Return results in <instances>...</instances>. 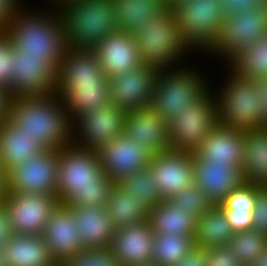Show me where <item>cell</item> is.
Instances as JSON below:
<instances>
[{
  "label": "cell",
  "instance_id": "6da1fadb",
  "mask_svg": "<svg viewBox=\"0 0 267 266\" xmlns=\"http://www.w3.org/2000/svg\"><path fill=\"white\" fill-rule=\"evenodd\" d=\"M9 120L45 150H60L72 145L76 137L74 124L56 92L43 96L13 97Z\"/></svg>",
  "mask_w": 267,
  "mask_h": 266
},
{
  "label": "cell",
  "instance_id": "7a4b0ae2",
  "mask_svg": "<svg viewBox=\"0 0 267 266\" xmlns=\"http://www.w3.org/2000/svg\"><path fill=\"white\" fill-rule=\"evenodd\" d=\"M59 4L67 48L93 51L118 31L114 0H62Z\"/></svg>",
  "mask_w": 267,
  "mask_h": 266
},
{
  "label": "cell",
  "instance_id": "3957f363",
  "mask_svg": "<svg viewBox=\"0 0 267 266\" xmlns=\"http://www.w3.org/2000/svg\"><path fill=\"white\" fill-rule=\"evenodd\" d=\"M19 9L5 28L14 48L22 56L46 58L57 70L67 50L65 31L59 11L23 14ZM42 14V16H41Z\"/></svg>",
  "mask_w": 267,
  "mask_h": 266
},
{
  "label": "cell",
  "instance_id": "277c9868",
  "mask_svg": "<svg viewBox=\"0 0 267 266\" xmlns=\"http://www.w3.org/2000/svg\"><path fill=\"white\" fill-rule=\"evenodd\" d=\"M230 76L220 98L216 97L220 125L239 131L267 127L260 81L239 78L233 72Z\"/></svg>",
  "mask_w": 267,
  "mask_h": 266
},
{
  "label": "cell",
  "instance_id": "5b68a950",
  "mask_svg": "<svg viewBox=\"0 0 267 266\" xmlns=\"http://www.w3.org/2000/svg\"><path fill=\"white\" fill-rule=\"evenodd\" d=\"M134 37L142 64L159 70L168 69L187 48L189 51L175 13L169 6L159 15L152 16L150 23L147 22Z\"/></svg>",
  "mask_w": 267,
  "mask_h": 266
},
{
  "label": "cell",
  "instance_id": "8992f818",
  "mask_svg": "<svg viewBox=\"0 0 267 266\" xmlns=\"http://www.w3.org/2000/svg\"><path fill=\"white\" fill-rule=\"evenodd\" d=\"M190 69L158 71L150 108L167 123L209 91L197 71Z\"/></svg>",
  "mask_w": 267,
  "mask_h": 266
},
{
  "label": "cell",
  "instance_id": "52a82bcc",
  "mask_svg": "<svg viewBox=\"0 0 267 266\" xmlns=\"http://www.w3.org/2000/svg\"><path fill=\"white\" fill-rule=\"evenodd\" d=\"M171 8L189 48L210 51L220 35L222 22L227 16L221 1L180 0Z\"/></svg>",
  "mask_w": 267,
  "mask_h": 266
},
{
  "label": "cell",
  "instance_id": "ba28073f",
  "mask_svg": "<svg viewBox=\"0 0 267 266\" xmlns=\"http://www.w3.org/2000/svg\"><path fill=\"white\" fill-rule=\"evenodd\" d=\"M210 94L206 92L190 108L184 109L167 123L170 150L194 153L220 125L218 103Z\"/></svg>",
  "mask_w": 267,
  "mask_h": 266
},
{
  "label": "cell",
  "instance_id": "9c48e42d",
  "mask_svg": "<svg viewBox=\"0 0 267 266\" xmlns=\"http://www.w3.org/2000/svg\"><path fill=\"white\" fill-rule=\"evenodd\" d=\"M57 197L65 204L80 190L100 189L106 176L96 150L68 145L58 150Z\"/></svg>",
  "mask_w": 267,
  "mask_h": 266
},
{
  "label": "cell",
  "instance_id": "30bf717a",
  "mask_svg": "<svg viewBox=\"0 0 267 266\" xmlns=\"http://www.w3.org/2000/svg\"><path fill=\"white\" fill-rule=\"evenodd\" d=\"M267 35V6L261 4L227 15L210 51L231 62L244 49Z\"/></svg>",
  "mask_w": 267,
  "mask_h": 266
},
{
  "label": "cell",
  "instance_id": "8fae6325",
  "mask_svg": "<svg viewBox=\"0 0 267 266\" xmlns=\"http://www.w3.org/2000/svg\"><path fill=\"white\" fill-rule=\"evenodd\" d=\"M57 173L58 150H44L6 174L7 192L57 197Z\"/></svg>",
  "mask_w": 267,
  "mask_h": 266
},
{
  "label": "cell",
  "instance_id": "7c38bea8",
  "mask_svg": "<svg viewBox=\"0 0 267 266\" xmlns=\"http://www.w3.org/2000/svg\"><path fill=\"white\" fill-rule=\"evenodd\" d=\"M14 234L42 235L58 197L35 193H6L3 200Z\"/></svg>",
  "mask_w": 267,
  "mask_h": 266
},
{
  "label": "cell",
  "instance_id": "4fadbf2b",
  "mask_svg": "<svg viewBox=\"0 0 267 266\" xmlns=\"http://www.w3.org/2000/svg\"><path fill=\"white\" fill-rule=\"evenodd\" d=\"M126 112L109 103L104 107L90 109L74 120L73 133L79 134L80 142L75 140L73 145L86 150H98L103 145L125 133ZM77 123V124H76ZM79 126V127H78ZM78 127V128H77ZM76 128V129H75Z\"/></svg>",
  "mask_w": 267,
  "mask_h": 266
},
{
  "label": "cell",
  "instance_id": "5bb4252c",
  "mask_svg": "<svg viewBox=\"0 0 267 266\" xmlns=\"http://www.w3.org/2000/svg\"><path fill=\"white\" fill-rule=\"evenodd\" d=\"M87 86H109L94 51L67 48L56 76V93L63 100L73 89Z\"/></svg>",
  "mask_w": 267,
  "mask_h": 266
},
{
  "label": "cell",
  "instance_id": "9a60e30c",
  "mask_svg": "<svg viewBox=\"0 0 267 266\" xmlns=\"http://www.w3.org/2000/svg\"><path fill=\"white\" fill-rule=\"evenodd\" d=\"M158 71L142 64L109 78L111 103L126 113L150 107Z\"/></svg>",
  "mask_w": 267,
  "mask_h": 266
},
{
  "label": "cell",
  "instance_id": "2e32d148",
  "mask_svg": "<svg viewBox=\"0 0 267 266\" xmlns=\"http://www.w3.org/2000/svg\"><path fill=\"white\" fill-rule=\"evenodd\" d=\"M57 71L46 58L22 56L14 48L11 95L29 97L55 93Z\"/></svg>",
  "mask_w": 267,
  "mask_h": 266
},
{
  "label": "cell",
  "instance_id": "e0dca14e",
  "mask_svg": "<svg viewBox=\"0 0 267 266\" xmlns=\"http://www.w3.org/2000/svg\"><path fill=\"white\" fill-rule=\"evenodd\" d=\"M193 153L167 150L152 156L148 166L163 200L194 184Z\"/></svg>",
  "mask_w": 267,
  "mask_h": 266
},
{
  "label": "cell",
  "instance_id": "ac0fdd59",
  "mask_svg": "<svg viewBox=\"0 0 267 266\" xmlns=\"http://www.w3.org/2000/svg\"><path fill=\"white\" fill-rule=\"evenodd\" d=\"M97 153L103 173L116 183L132 173L147 169L153 156L125 133L103 145Z\"/></svg>",
  "mask_w": 267,
  "mask_h": 266
},
{
  "label": "cell",
  "instance_id": "d6986e66",
  "mask_svg": "<svg viewBox=\"0 0 267 266\" xmlns=\"http://www.w3.org/2000/svg\"><path fill=\"white\" fill-rule=\"evenodd\" d=\"M42 237L58 266L84 249L76 221L64 204H59L52 212Z\"/></svg>",
  "mask_w": 267,
  "mask_h": 266
},
{
  "label": "cell",
  "instance_id": "ffe728a7",
  "mask_svg": "<svg viewBox=\"0 0 267 266\" xmlns=\"http://www.w3.org/2000/svg\"><path fill=\"white\" fill-rule=\"evenodd\" d=\"M154 231L149 221L114 230L109 247L121 266H140L153 262Z\"/></svg>",
  "mask_w": 267,
  "mask_h": 266
},
{
  "label": "cell",
  "instance_id": "44dd1931",
  "mask_svg": "<svg viewBox=\"0 0 267 266\" xmlns=\"http://www.w3.org/2000/svg\"><path fill=\"white\" fill-rule=\"evenodd\" d=\"M93 51L108 78L142 65L134 34L118 30L106 37Z\"/></svg>",
  "mask_w": 267,
  "mask_h": 266
},
{
  "label": "cell",
  "instance_id": "7402d4cb",
  "mask_svg": "<svg viewBox=\"0 0 267 266\" xmlns=\"http://www.w3.org/2000/svg\"><path fill=\"white\" fill-rule=\"evenodd\" d=\"M193 157L194 185L212 204H220L243 182L240 167H229L209 160H200L194 153Z\"/></svg>",
  "mask_w": 267,
  "mask_h": 266
},
{
  "label": "cell",
  "instance_id": "603a6c76",
  "mask_svg": "<svg viewBox=\"0 0 267 266\" xmlns=\"http://www.w3.org/2000/svg\"><path fill=\"white\" fill-rule=\"evenodd\" d=\"M125 134L153 155L169 150L167 122L150 107L126 113Z\"/></svg>",
  "mask_w": 267,
  "mask_h": 266
},
{
  "label": "cell",
  "instance_id": "cb8c5ba5",
  "mask_svg": "<svg viewBox=\"0 0 267 266\" xmlns=\"http://www.w3.org/2000/svg\"><path fill=\"white\" fill-rule=\"evenodd\" d=\"M244 147L243 131L219 125L201 142L194 154L200 160L242 168Z\"/></svg>",
  "mask_w": 267,
  "mask_h": 266
},
{
  "label": "cell",
  "instance_id": "d4e9b609",
  "mask_svg": "<svg viewBox=\"0 0 267 266\" xmlns=\"http://www.w3.org/2000/svg\"><path fill=\"white\" fill-rule=\"evenodd\" d=\"M72 213L84 249H108L114 236V226L105 208L69 206L64 204Z\"/></svg>",
  "mask_w": 267,
  "mask_h": 266
},
{
  "label": "cell",
  "instance_id": "484cf974",
  "mask_svg": "<svg viewBox=\"0 0 267 266\" xmlns=\"http://www.w3.org/2000/svg\"><path fill=\"white\" fill-rule=\"evenodd\" d=\"M44 150L40 143L22 133L9 119L0 126V167L5 174Z\"/></svg>",
  "mask_w": 267,
  "mask_h": 266
},
{
  "label": "cell",
  "instance_id": "4316f807",
  "mask_svg": "<svg viewBox=\"0 0 267 266\" xmlns=\"http://www.w3.org/2000/svg\"><path fill=\"white\" fill-rule=\"evenodd\" d=\"M2 247L8 266H58L42 235L13 234Z\"/></svg>",
  "mask_w": 267,
  "mask_h": 266
},
{
  "label": "cell",
  "instance_id": "83f0119b",
  "mask_svg": "<svg viewBox=\"0 0 267 266\" xmlns=\"http://www.w3.org/2000/svg\"><path fill=\"white\" fill-rule=\"evenodd\" d=\"M243 134V181L260 186L267 185V127L243 131Z\"/></svg>",
  "mask_w": 267,
  "mask_h": 266
},
{
  "label": "cell",
  "instance_id": "f1b7e54d",
  "mask_svg": "<svg viewBox=\"0 0 267 266\" xmlns=\"http://www.w3.org/2000/svg\"><path fill=\"white\" fill-rule=\"evenodd\" d=\"M116 24L119 31L135 34L159 15L167 4L164 0H114Z\"/></svg>",
  "mask_w": 267,
  "mask_h": 266
},
{
  "label": "cell",
  "instance_id": "f546056e",
  "mask_svg": "<svg viewBox=\"0 0 267 266\" xmlns=\"http://www.w3.org/2000/svg\"><path fill=\"white\" fill-rule=\"evenodd\" d=\"M234 232L223 209L213 204L208 211L196 219L195 246L208 249L227 245Z\"/></svg>",
  "mask_w": 267,
  "mask_h": 266
},
{
  "label": "cell",
  "instance_id": "4dcf8cb0",
  "mask_svg": "<svg viewBox=\"0 0 267 266\" xmlns=\"http://www.w3.org/2000/svg\"><path fill=\"white\" fill-rule=\"evenodd\" d=\"M149 224L155 234H176L194 238L196 220L183 210L163 200L149 211Z\"/></svg>",
  "mask_w": 267,
  "mask_h": 266
},
{
  "label": "cell",
  "instance_id": "1f68e13d",
  "mask_svg": "<svg viewBox=\"0 0 267 266\" xmlns=\"http://www.w3.org/2000/svg\"><path fill=\"white\" fill-rule=\"evenodd\" d=\"M115 229L148 220L150 209L141 200L131 197L117 183L105 205Z\"/></svg>",
  "mask_w": 267,
  "mask_h": 266
},
{
  "label": "cell",
  "instance_id": "d6a6232c",
  "mask_svg": "<svg viewBox=\"0 0 267 266\" xmlns=\"http://www.w3.org/2000/svg\"><path fill=\"white\" fill-rule=\"evenodd\" d=\"M229 63L239 78L253 81L267 78V35L248 46Z\"/></svg>",
  "mask_w": 267,
  "mask_h": 266
},
{
  "label": "cell",
  "instance_id": "836d02e7",
  "mask_svg": "<svg viewBox=\"0 0 267 266\" xmlns=\"http://www.w3.org/2000/svg\"><path fill=\"white\" fill-rule=\"evenodd\" d=\"M71 121L90 109L104 107L111 103L109 86H87L73 89L63 100Z\"/></svg>",
  "mask_w": 267,
  "mask_h": 266
},
{
  "label": "cell",
  "instance_id": "e575fe53",
  "mask_svg": "<svg viewBox=\"0 0 267 266\" xmlns=\"http://www.w3.org/2000/svg\"><path fill=\"white\" fill-rule=\"evenodd\" d=\"M194 245L192 236L154 234L153 262L160 266H174Z\"/></svg>",
  "mask_w": 267,
  "mask_h": 266
},
{
  "label": "cell",
  "instance_id": "d590c367",
  "mask_svg": "<svg viewBox=\"0 0 267 266\" xmlns=\"http://www.w3.org/2000/svg\"><path fill=\"white\" fill-rule=\"evenodd\" d=\"M117 184L131 197L143 201L149 209L163 201L148 168L130 174Z\"/></svg>",
  "mask_w": 267,
  "mask_h": 266
},
{
  "label": "cell",
  "instance_id": "8d00e7d4",
  "mask_svg": "<svg viewBox=\"0 0 267 266\" xmlns=\"http://www.w3.org/2000/svg\"><path fill=\"white\" fill-rule=\"evenodd\" d=\"M228 246L242 266H250L267 248V236L254 229L235 232Z\"/></svg>",
  "mask_w": 267,
  "mask_h": 266
},
{
  "label": "cell",
  "instance_id": "74e56055",
  "mask_svg": "<svg viewBox=\"0 0 267 266\" xmlns=\"http://www.w3.org/2000/svg\"><path fill=\"white\" fill-rule=\"evenodd\" d=\"M169 201L174 204L178 210L185 211L195 220L204 215L213 205L206 195L194 184L179 194L173 195Z\"/></svg>",
  "mask_w": 267,
  "mask_h": 266
},
{
  "label": "cell",
  "instance_id": "f35d334b",
  "mask_svg": "<svg viewBox=\"0 0 267 266\" xmlns=\"http://www.w3.org/2000/svg\"><path fill=\"white\" fill-rule=\"evenodd\" d=\"M116 182L105 176L100 181V189L80 190L73 195L65 204L69 206L102 207L111 196Z\"/></svg>",
  "mask_w": 267,
  "mask_h": 266
},
{
  "label": "cell",
  "instance_id": "ab89813d",
  "mask_svg": "<svg viewBox=\"0 0 267 266\" xmlns=\"http://www.w3.org/2000/svg\"><path fill=\"white\" fill-rule=\"evenodd\" d=\"M257 197V185L243 181L218 204L223 211L253 210Z\"/></svg>",
  "mask_w": 267,
  "mask_h": 266
},
{
  "label": "cell",
  "instance_id": "60d3db41",
  "mask_svg": "<svg viewBox=\"0 0 267 266\" xmlns=\"http://www.w3.org/2000/svg\"><path fill=\"white\" fill-rule=\"evenodd\" d=\"M60 266H121L108 249H83L72 258L66 259Z\"/></svg>",
  "mask_w": 267,
  "mask_h": 266
},
{
  "label": "cell",
  "instance_id": "b9f144b4",
  "mask_svg": "<svg viewBox=\"0 0 267 266\" xmlns=\"http://www.w3.org/2000/svg\"><path fill=\"white\" fill-rule=\"evenodd\" d=\"M14 47L5 29H0V87L12 86Z\"/></svg>",
  "mask_w": 267,
  "mask_h": 266
},
{
  "label": "cell",
  "instance_id": "7bdbcfd3",
  "mask_svg": "<svg viewBox=\"0 0 267 266\" xmlns=\"http://www.w3.org/2000/svg\"><path fill=\"white\" fill-rule=\"evenodd\" d=\"M252 229L267 236V185H257Z\"/></svg>",
  "mask_w": 267,
  "mask_h": 266
},
{
  "label": "cell",
  "instance_id": "ee69618b",
  "mask_svg": "<svg viewBox=\"0 0 267 266\" xmlns=\"http://www.w3.org/2000/svg\"><path fill=\"white\" fill-rule=\"evenodd\" d=\"M207 266H242L227 245L206 249Z\"/></svg>",
  "mask_w": 267,
  "mask_h": 266
},
{
  "label": "cell",
  "instance_id": "f6af8a7d",
  "mask_svg": "<svg viewBox=\"0 0 267 266\" xmlns=\"http://www.w3.org/2000/svg\"><path fill=\"white\" fill-rule=\"evenodd\" d=\"M233 232L252 229L253 210L224 211Z\"/></svg>",
  "mask_w": 267,
  "mask_h": 266
},
{
  "label": "cell",
  "instance_id": "bcb514c9",
  "mask_svg": "<svg viewBox=\"0 0 267 266\" xmlns=\"http://www.w3.org/2000/svg\"><path fill=\"white\" fill-rule=\"evenodd\" d=\"M174 266H207L206 249L194 245Z\"/></svg>",
  "mask_w": 267,
  "mask_h": 266
},
{
  "label": "cell",
  "instance_id": "7dc6e473",
  "mask_svg": "<svg viewBox=\"0 0 267 266\" xmlns=\"http://www.w3.org/2000/svg\"><path fill=\"white\" fill-rule=\"evenodd\" d=\"M19 0H0V29H5L9 20L20 9Z\"/></svg>",
  "mask_w": 267,
  "mask_h": 266
},
{
  "label": "cell",
  "instance_id": "c3c4849f",
  "mask_svg": "<svg viewBox=\"0 0 267 266\" xmlns=\"http://www.w3.org/2000/svg\"><path fill=\"white\" fill-rule=\"evenodd\" d=\"M226 15H231L235 12H242L247 8H252L261 3L258 0H220Z\"/></svg>",
  "mask_w": 267,
  "mask_h": 266
},
{
  "label": "cell",
  "instance_id": "681fc988",
  "mask_svg": "<svg viewBox=\"0 0 267 266\" xmlns=\"http://www.w3.org/2000/svg\"><path fill=\"white\" fill-rule=\"evenodd\" d=\"M13 234L6 206L3 202H0V247L8 242Z\"/></svg>",
  "mask_w": 267,
  "mask_h": 266
},
{
  "label": "cell",
  "instance_id": "f907efd6",
  "mask_svg": "<svg viewBox=\"0 0 267 266\" xmlns=\"http://www.w3.org/2000/svg\"><path fill=\"white\" fill-rule=\"evenodd\" d=\"M12 98L10 90L0 87V126L9 119Z\"/></svg>",
  "mask_w": 267,
  "mask_h": 266
},
{
  "label": "cell",
  "instance_id": "816d5d0a",
  "mask_svg": "<svg viewBox=\"0 0 267 266\" xmlns=\"http://www.w3.org/2000/svg\"><path fill=\"white\" fill-rule=\"evenodd\" d=\"M7 193V178L6 174L0 167V202H3Z\"/></svg>",
  "mask_w": 267,
  "mask_h": 266
},
{
  "label": "cell",
  "instance_id": "f5cc1de1",
  "mask_svg": "<svg viewBox=\"0 0 267 266\" xmlns=\"http://www.w3.org/2000/svg\"><path fill=\"white\" fill-rule=\"evenodd\" d=\"M260 87L262 89V100L264 101V112L267 115V78L260 81Z\"/></svg>",
  "mask_w": 267,
  "mask_h": 266
},
{
  "label": "cell",
  "instance_id": "db71d44e",
  "mask_svg": "<svg viewBox=\"0 0 267 266\" xmlns=\"http://www.w3.org/2000/svg\"><path fill=\"white\" fill-rule=\"evenodd\" d=\"M250 266H267V248Z\"/></svg>",
  "mask_w": 267,
  "mask_h": 266
},
{
  "label": "cell",
  "instance_id": "11a10c76",
  "mask_svg": "<svg viewBox=\"0 0 267 266\" xmlns=\"http://www.w3.org/2000/svg\"><path fill=\"white\" fill-rule=\"evenodd\" d=\"M0 266H8L6 262V258L4 256L3 247H0Z\"/></svg>",
  "mask_w": 267,
  "mask_h": 266
},
{
  "label": "cell",
  "instance_id": "9f6ffc18",
  "mask_svg": "<svg viewBox=\"0 0 267 266\" xmlns=\"http://www.w3.org/2000/svg\"><path fill=\"white\" fill-rule=\"evenodd\" d=\"M164 1L166 2L167 6L172 7L173 5H175L180 0H164Z\"/></svg>",
  "mask_w": 267,
  "mask_h": 266
},
{
  "label": "cell",
  "instance_id": "6f0895ef",
  "mask_svg": "<svg viewBox=\"0 0 267 266\" xmlns=\"http://www.w3.org/2000/svg\"><path fill=\"white\" fill-rule=\"evenodd\" d=\"M140 266H160L158 264H155L154 262L148 263V264H142Z\"/></svg>",
  "mask_w": 267,
  "mask_h": 266
},
{
  "label": "cell",
  "instance_id": "680465c9",
  "mask_svg": "<svg viewBox=\"0 0 267 266\" xmlns=\"http://www.w3.org/2000/svg\"><path fill=\"white\" fill-rule=\"evenodd\" d=\"M261 4H265L267 6V0H258Z\"/></svg>",
  "mask_w": 267,
  "mask_h": 266
}]
</instances>
